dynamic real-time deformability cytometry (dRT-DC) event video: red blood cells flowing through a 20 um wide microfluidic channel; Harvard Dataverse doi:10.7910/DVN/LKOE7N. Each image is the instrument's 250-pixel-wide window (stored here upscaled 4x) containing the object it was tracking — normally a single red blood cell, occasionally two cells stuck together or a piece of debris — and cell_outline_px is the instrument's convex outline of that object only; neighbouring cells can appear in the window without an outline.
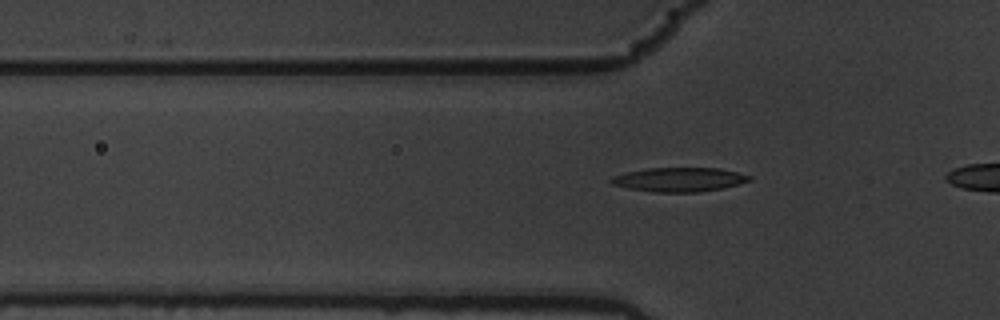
{"species": "common noctule bat (a hibernating species)", "species_latin": "Nyctalus noctula", "temperature_condition": "warm", "stored_images_in_passage": 17, "camera_frame_rate_fps": 3000, "um_per_image_px": 0.085, "animal": {"sex": "male", "body_mass_g": 19.5, "forearm_length_mm": 54.6}, "frame": {"image": 1, "passage_image": 10, "time_ms": 3.0, "image_size_px": [1000, 320], "cell_outline_px": [[752, 180], [720, 188], [700, 192], [652, 192], [628, 188], [612, 184], [608, 180], [612, 176], [628, 172], [648, 168], [720, 168], [752, 176]], "centroid_in_image_um": [57.71, 15.26], "position_along_channel_um": 68.1, "area_um2": 19.31}}
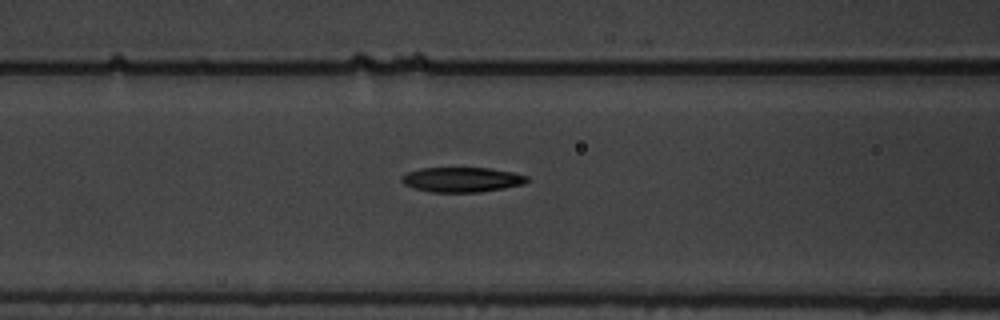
{"frame": {"image": 2, "passage_image": 15, "time_ms": 4.667, "image_size_px": [1000, 320], "cell_outline_px": [[528, 180], [524, 184], [504, 188], [480, 192], [428, 192], [412, 188], [404, 184], [400, 180], [400, 176], [408, 172], [420, 168], [488, 168], [512, 172], [528, 176]], "centroid_in_image_um": [39.21, 15.27], "position_along_channel_um": 127.4, "area_um2": 18.26}}